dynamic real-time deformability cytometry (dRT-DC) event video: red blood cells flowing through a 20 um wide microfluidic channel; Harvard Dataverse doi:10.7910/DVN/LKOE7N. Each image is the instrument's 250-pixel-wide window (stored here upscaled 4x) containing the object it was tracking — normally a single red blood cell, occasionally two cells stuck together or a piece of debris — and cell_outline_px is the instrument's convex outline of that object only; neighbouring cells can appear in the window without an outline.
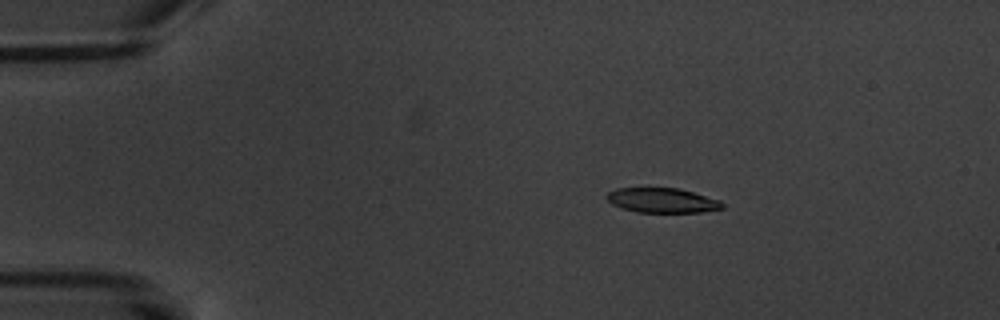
{"species": "common noctule bat (a hibernating species)", "species_latin": "Nyctalus noctula", "temperature_condition": "warm", "stored_images_in_passage": 4, "camera_frame_rate_fps": 3000, "um_per_image_px": 0.085, "animal": {"sex": "male", "body_mass_g": 20.1, "forearm_length_mm": 53.5}, "frame": {"image": 1, "passage_image": 2, "time_ms": 1.0, "image_size_px": [1000, 320], "cell_outline_px": [[724, 208], [700, 212], [636, 212], [620, 208], [612, 204], [604, 196], [608, 192], [616, 188], [676, 188], [692, 192], [720, 200], [724, 204]], "centroid_in_image_um": [56.25, 17.03], "position_along_channel_um": 28.8, "area_um2": 16.65}}